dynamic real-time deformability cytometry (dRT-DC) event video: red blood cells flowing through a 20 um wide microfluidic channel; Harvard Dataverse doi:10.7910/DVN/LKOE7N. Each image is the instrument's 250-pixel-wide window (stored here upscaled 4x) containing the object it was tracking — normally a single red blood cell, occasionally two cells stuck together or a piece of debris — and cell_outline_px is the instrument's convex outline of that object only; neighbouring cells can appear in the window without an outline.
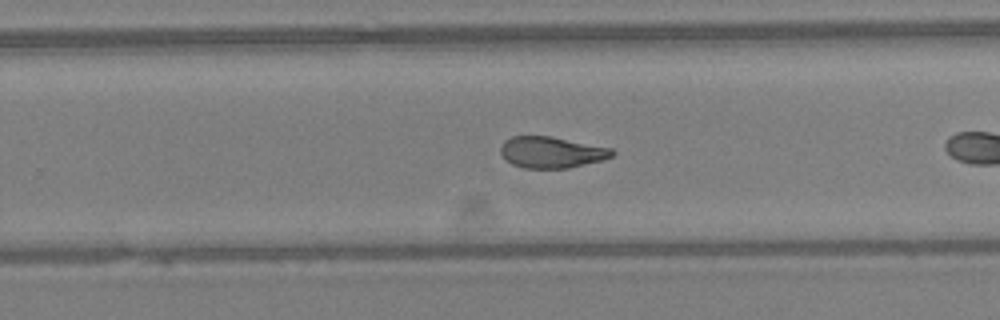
{"species": "Egyptian fruit bat (a non-hibernating species)", "species_latin": "Rousettus aegyptiacus", "temperature_condition": "warm", "stored_images_in_passage": 29, "camera_frame_rate_fps": 3000, "um_per_image_px": 0.085, "animal": {"sex": "female"}, "frame": {"image": 1, "passage_image": 17, "time_ms": 5.333, "image_size_px": [1000, 320], "cell_outline_px": [[616, 152], [612, 156], [600, 160], [568, 168], [524, 168], [512, 164], [500, 152], [500, 148], [504, 140], [512, 136], [552, 136], [612, 148]], "centroid_in_image_um": [46.87, 12.93], "position_along_channel_um": 282.9, "area_um2": 20.23}, "authors_computed_cell_mechanics": {"area_um2": 21.1548, "velocity_mm_per_s": 4.2558, "shape_relaxation_time_tau1_ms": null, "shape_relaxation_time_tau2_ms": 1.422, "deformation_change_tau1": null, "deformation_change_tau2": 0.0606}}